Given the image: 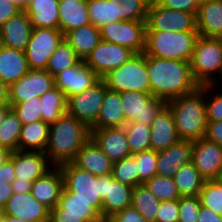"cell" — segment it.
I'll return each mask as SVG.
<instances>
[{
    "mask_svg": "<svg viewBox=\"0 0 222 222\" xmlns=\"http://www.w3.org/2000/svg\"><path fill=\"white\" fill-rule=\"evenodd\" d=\"M151 94L169 102L200 86L193 78L190 62L147 56Z\"/></svg>",
    "mask_w": 222,
    "mask_h": 222,
    "instance_id": "6da1fadb",
    "label": "cell"
},
{
    "mask_svg": "<svg viewBox=\"0 0 222 222\" xmlns=\"http://www.w3.org/2000/svg\"><path fill=\"white\" fill-rule=\"evenodd\" d=\"M90 138L91 130L66 112L50 125L44 153L54 166L73 162L80 148Z\"/></svg>",
    "mask_w": 222,
    "mask_h": 222,
    "instance_id": "7a4b0ae2",
    "label": "cell"
},
{
    "mask_svg": "<svg viewBox=\"0 0 222 222\" xmlns=\"http://www.w3.org/2000/svg\"><path fill=\"white\" fill-rule=\"evenodd\" d=\"M167 106L175 118L179 139L195 141L205 138L207 127L205 85L167 102Z\"/></svg>",
    "mask_w": 222,
    "mask_h": 222,
    "instance_id": "3957f363",
    "label": "cell"
},
{
    "mask_svg": "<svg viewBox=\"0 0 222 222\" xmlns=\"http://www.w3.org/2000/svg\"><path fill=\"white\" fill-rule=\"evenodd\" d=\"M198 37V31L146 30L144 54L190 62Z\"/></svg>",
    "mask_w": 222,
    "mask_h": 222,
    "instance_id": "277c9868",
    "label": "cell"
},
{
    "mask_svg": "<svg viewBox=\"0 0 222 222\" xmlns=\"http://www.w3.org/2000/svg\"><path fill=\"white\" fill-rule=\"evenodd\" d=\"M194 80L201 85H222V39L199 36L190 60Z\"/></svg>",
    "mask_w": 222,
    "mask_h": 222,
    "instance_id": "5b68a950",
    "label": "cell"
},
{
    "mask_svg": "<svg viewBox=\"0 0 222 222\" xmlns=\"http://www.w3.org/2000/svg\"><path fill=\"white\" fill-rule=\"evenodd\" d=\"M101 79L107 89L119 93L125 91L151 93L147 72V55L144 53H135L127 62L110 70Z\"/></svg>",
    "mask_w": 222,
    "mask_h": 222,
    "instance_id": "8992f818",
    "label": "cell"
},
{
    "mask_svg": "<svg viewBox=\"0 0 222 222\" xmlns=\"http://www.w3.org/2000/svg\"><path fill=\"white\" fill-rule=\"evenodd\" d=\"M64 190L75 193V197L92 202V206L102 215L104 176H95L77 167L73 162L61 164Z\"/></svg>",
    "mask_w": 222,
    "mask_h": 222,
    "instance_id": "52a82bcc",
    "label": "cell"
},
{
    "mask_svg": "<svg viewBox=\"0 0 222 222\" xmlns=\"http://www.w3.org/2000/svg\"><path fill=\"white\" fill-rule=\"evenodd\" d=\"M126 123L138 122L151 125V122L167 106V102L151 93L125 91L120 93Z\"/></svg>",
    "mask_w": 222,
    "mask_h": 222,
    "instance_id": "ba28073f",
    "label": "cell"
},
{
    "mask_svg": "<svg viewBox=\"0 0 222 222\" xmlns=\"http://www.w3.org/2000/svg\"><path fill=\"white\" fill-rule=\"evenodd\" d=\"M64 39L60 29L33 28L31 38L25 49L29 69L46 70L49 57Z\"/></svg>",
    "mask_w": 222,
    "mask_h": 222,
    "instance_id": "9c48e42d",
    "label": "cell"
},
{
    "mask_svg": "<svg viewBox=\"0 0 222 222\" xmlns=\"http://www.w3.org/2000/svg\"><path fill=\"white\" fill-rule=\"evenodd\" d=\"M146 30L197 31L196 15L163 7L155 0H151L148 7Z\"/></svg>",
    "mask_w": 222,
    "mask_h": 222,
    "instance_id": "30bf717a",
    "label": "cell"
},
{
    "mask_svg": "<svg viewBox=\"0 0 222 222\" xmlns=\"http://www.w3.org/2000/svg\"><path fill=\"white\" fill-rule=\"evenodd\" d=\"M101 40L144 53L146 21H117L100 28Z\"/></svg>",
    "mask_w": 222,
    "mask_h": 222,
    "instance_id": "8fae6325",
    "label": "cell"
},
{
    "mask_svg": "<svg viewBox=\"0 0 222 222\" xmlns=\"http://www.w3.org/2000/svg\"><path fill=\"white\" fill-rule=\"evenodd\" d=\"M107 87L100 79L82 93L67 100V112L91 129L97 122Z\"/></svg>",
    "mask_w": 222,
    "mask_h": 222,
    "instance_id": "7c38bea8",
    "label": "cell"
},
{
    "mask_svg": "<svg viewBox=\"0 0 222 222\" xmlns=\"http://www.w3.org/2000/svg\"><path fill=\"white\" fill-rule=\"evenodd\" d=\"M55 87L54 77L46 70H29L18 81L9 86V104L26 102L41 97Z\"/></svg>",
    "mask_w": 222,
    "mask_h": 222,
    "instance_id": "4fadbf2b",
    "label": "cell"
},
{
    "mask_svg": "<svg viewBox=\"0 0 222 222\" xmlns=\"http://www.w3.org/2000/svg\"><path fill=\"white\" fill-rule=\"evenodd\" d=\"M134 54L126 47L101 40L85 63L101 78L110 70L123 65Z\"/></svg>",
    "mask_w": 222,
    "mask_h": 222,
    "instance_id": "5bb4252c",
    "label": "cell"
},
{
    "mask_svg": "<svg viewBox=\"0 0 222 222\" xmlns=\"http://www.w3.org/2000/svg\"><path fill=\"white\" fill-rule=\"evenodd\" d=\"M100 79L93 69L81 60L75 66L57 73L54 76V84L68 99L92 87Z\"/></svg>",
    "mask_w": 222,
    "mask_h": 222,
    "instance_id": "9a60e30c",
    "label": "cell"
},
{
    "mask_svg": "<svg viewBox=\"0 0 222 222\" xmlns=\"http://www.w3.org/2000/svg\"><path fill=\"white\" fill-rule=\"evenodd\" d=\"M191 162L206 180H217L222 171V146L206 138L193 141Z\"/></svg>",
    "mask_w": 222,
    "mask_h": 222,
    "instance_id": "2e32d148",
    "label": "cell"
},
{
    "mask_svg": "<svg viewBox=\"0 0 222 222\" xmlns=\"http://www.w3.org/2000/svg\"><path fill=\"white\" fill-rule=\"evenodd\" d=\"M9 215L22 221L49 222L50 209L40 203L30 192L13 194L2 209Z\"/></svg>",
    "mask_w": 222,
    "mask_h": 222,
    "instance_id": "e0dca14e",
    "label": "cell"
},
{
    "mask_svg": "<svg viewBox=\"0 0 222 222\" xmlns=\"http://www.w3.org/2000/svg\"><path fill=\"white\" fill-rule=\"evenodd\" d=\"M9 159L14 163L16 178L23 181L34 182L54 167L47 155L40 151L17 150L11 152Z\"/></svg>",
    "mask_w": 222,
    "mask_h": 222,
    "instance_id": "ac0fdd59",
    "label": "cell"
},
{
    "mask_svg": "<svg viewBox=\"0 0 222 222\" xmlns=\"http://www.w3.org/2000/svg\"><path fill=\"white\" fill-rule=\"evenodd\" d=\"M91 138L112 163L131 156L124 127L90 129Z\"/></svg>",
    "mask_w": 222,
    "mask_h": 222,
    "instance_id": "d6986e66",
    "label": "cell"
},
{
    "mask_svg": "<svg viewBox=\"0 0 222 222\" xmlns=\"http://www.w3.org/2000/svg\"><path fill=\"white\" fill-rule=\"evenodd\" d=\"M193 141L179 139L166 150L157 152V175L173 177L185 164L191 162Z\"/></svg>",
    "mask_w": 222,
    "mask_h": 222,
    "instance_id": "ffe728a7",
    "label": "cell"
},
{
    "mask_svg": "<svg viewBox=\"0 0 222 222\" xmlns=\"http://www.w3.org/2000/svg\"><path fill=\"white\" fill-rule=\"evenodd\" d=\"M63 189V174L59 166H54L45 175L33 182L30 193L40 203L52 210L58 205Z\"/></svg>",
    "mask_w": 222,
    "mask_h": 222,
    "instance_id": "44dd1931",
    "label": "cell"
},
{
    "mask_svg": "<svg viewBox=\"0 0 222 222\" xmlns=\"http://www.w3.org/2000/svg\"><path fill=\"white\" fill-rule=\"evenodd\" d=\"M73 163L95 176L112 174L113 163L92 138L80 148Z\"/></svg>",
    "mask_w": 222,
    "mask_h": 222,
    "instance_id": "7402d4cb",
    "label": "cell"
},
{
    "mask_svg": "<svg viewBox=\"0 0 222 222\" xmlns=\"http://www.w3.org/2000/svg\"><path fill=\"white\" fill-rule=\"evenodd\" d=\"M102 197V217H111L114 213L131 206L134 187L122 184L112 175L104 176Z\"/></svg>",
    "mask_w": 222,
    "mask_h": 222,
    "instance_id": "603a6c76",
    "label": "cell"
},
{
    "mask_svg": "<svg viewBox=\"0 0 222 222\" xmlns=\"http://www.w3.org/2000/svg\"><path fill=\"white\" fill-rule=\"evenodd\" d=\"M33 27L25 11L10 18L0 27L2 45L25 51L31 38Z\"/></svg>",
    "mask_w": 222,
    "mask_h": 222,
    "instance_id": "cb8c5ba5",
    "label": "cell"
},
{
    "mask_svg": "<svg viewBox=\"0 0 222 222\" xmlns=\"http://www.w3.org/2000/svg\"><path fill=\"white\" fill-rule=\"evenodd\" d=\"M151 149L160 152L175 144L179 137L176 131L175 118L166 106L151 122Z\"/></svg>",
    "mask_w": 222,
    "mask_h": 222,
    "instance_id": "d4e9b609",
    "label": "cell"
},
{
    "mask_svg": "<svg viewBox=\"0 0 222 222\" xmlns=\"http://www.w3.org/2000/svg\"><path fill=\"white\" fill-rule=\"evenodd\" d=\"M196 29L199 36L221 38L222 0H209L199 6Z\"/></svg>",
    "mask_w": 222,
    "mask_h": 222,
    "instance_id": "484cf974",
    "label": "cell"
},
{
    "mask_svg": "<svg viewBox=\"0 0 222 222\" xmlns=\"http://www.w3.org/2000/svg\"><path fill=\"white\" fill-rule=\"evenodd\" d=\"M24 51L2 46L0 48V80L8 86L29 71Z\"/></svg>",
    "mask_w": 222,
    "mask_h": 222,
    "instance_id": "4316f807",
    "label": "cell"
},
{
    "mask_svg": "<svg viewBox=\"0 0 222 222\" xmlns=\"http://www.w3.org/2000/svg\"><path fill=\"white\" fill-rule=\"evenodd\" d=\"M59 29L63 34L90 24L86 0H59Z\"/></svg>",
    "mask_w": 222,
    "mask_h": 222,
    "instance_id": "83f0119b",
    "label": "cell"
},
{
    "mask_svg": "<svg viewBox=\"0 0 222 222\" xmlns=\"http://www.w3.org/2000/svg\"><path fill=\"white\" fill-rule=\"evenodd\" d=\"M59 0H30L24 10L33 28L59 29Z\"/></svg>",
    "mask_w": 222,
    "mask_h": 222,
    "instance_id": "f1b7e54d",
    "label": "cell"
},
{
    "mask_svg": "<svg viewBox=\"0 0 222 222\" xmlns=\"http://www.w3.org/2000/svg\"><path fill=\"white\" fill-rule=\"evenodd\" d=\"M125 124L120 93L107 89L97 122L91 129L124 127Z\"/></svg>",
    "mask_w": 222,
    "mask_h": 222,
    "instance_id": "f546056e",
    "label": "cell"
},
{
    "mask_svg": "<svg viewBox=\"0 0 222 222\" xmlns=\"http://www.w3.org/2000/svg\"><path fill=\"white\" fill-rule=\"evenodd\" d=\"M64 39L73 48L77 56L85 61L101 41L100 29L90 23L66 32Z\"/></svg>",
    "mask_w": 222,
    "mask_h": 222,
    "instance_id": "4dcf8cb0",
    "label": "cell"
},
{
    "mask_svg": "<svg viewBox=\"0 0 222 222\" xmlns=\"http://www.w3.org/2000/svg\"><path fill=\"white\" fill-rule=\"evenodd\" d=\"M50 125L41 121L22 125L18 150L44 152L48 143Z\"/></svg>",
    "mask_w": 222,
    "mask_h": 222,
    "instance_id": "1f68e13d",
    "label": "cell"
},
{
    "mask_svg": "<svg viewBox=\"0 0 222 222\" xmlns=\"http://www.w3.org/2000/svg\"><path fill=\"white\" fill-rule=\"evenodd\" d=\"M172 178L180 197L199 196L206 181L192 162L181 167Z\"/></svg>",
    "mask_w": 222,
    "mask_h": 222,
    "instance_id": "d6a6232c",
    "label": "cell"
},
{
    "mask_svg": "<svg viewBox=\"0 0 222 222\" xmlns=\"http://www.w3.org/2000/svg\"><path fill=\"white\" fill-rule=\"evenodd\" d=\"M64 210V214L81 215L86 222H95L102 215L92 206V202L75 197V193L63 189L57 205Z\"/></svg>",
    "mask_w": 222,
    "mask_h": 222,
    "instance_id": "836d02e7",
    "label": "cell"
},
{
    "mask_svg": "<svg viewBox=\"0 0 222 222\" xmlns=\"http://www.w3.org/2000/svg\"><path fill=\"white\" fill-rule=\"evenodd\" d=\"M39 99L42 107V121L49 125L53 124L67 112L68 99L65 94L56 87L45 92L41 97H39Z\"/></svg>",
    "mask_w": 222,
    "mask_h": 222,
    "instance_id": "e575fe53",
    "label": "cell"
},
{
    "mask_svg": "<svg viewBox=\"0 0 222 222\" xmlns=\"http://www.w3.org/2000/svg\"><path fill=\"white\" fill-rule=\"evenodd\" d=\"M161 201L158 200L143 184L132 190L131 206L134 207L147 222H156V216Z\"/></svg>",
    "mask_w": 222,
    "mask_h": 222,
    "instance_id": "d590c367",
    "label": "cell"
},
{
    "mask_svg": "<svg viewBox=\"0 0 222 222\" xmlns=\"http://www.w3.org/2000/svg\"><path fill=\"white\" fill-rule=\"evenodd\" d=\"M151 0H114L118 21H146Z\"/></svg>",
    "mask_w": 222,
    "mask_h": 222,
    "instance_id": "8d00e7d4",
    "label": "cell"
},
{
    "mask_svg": "<svg viewBox=\"0 0 222 222\" xmlns=\"http://www.w3.org/2000/svg\"><path fill=\"white\" fill-rule=\"evenodd\" d=\"M81 59L65 39L61 41L54 53L49 57L46 71L53 77L62 70L78 64Z\"/></svg>",
    "mask_w": 222,
    "mask_h": 222,
    "instance_id": "74e56055",
    "label": "cell"
},
{
    "mask_svg": "<svg viewBox=\"0 0 222 222\" xmlns=\"http://www.w3.org/2000/svg\"><path fill=\"white\" fill-rule=\"evenodd\" d=\"M131 154L151 149V126L128 122L124 126Z\"/></svg>",
    "mask_w": 222,
    "mask_h": 222,
    "instance_id": "f35d334b",
    "label": "cell"
},
{
    "mask_svg": "<svg viewBox=\"0 0 222 222\" xmlns=\"http://www.w3.org/2000/svg\"><path fill=\"white\" fill-rule=\"evenodd\" d=\"M21 128V120L11 109L0 125V146L9 152L17 151Z\"/></svg>",
    "mask_w": 222,
    "mask_h": 222,
    "instance_id": "ab89813d",
    "label": "cell"
},
{
    "mask_svg": "<svg viewBox=\"0 0 222 222\" xmlns=\"http://www.w3.org/2000/svg\"><path fill=\"white\" fill-rule=\"evenodd\" d=\"M90 23L97 28L118 21L115 18L114 0H88Z\"/></svg>",
    "mask_w": 222,
    "mask_h": 222,
    "instance_id": "60d3db41",
    "label": "cell"
},
{
    "mask_svg": "<svg viewBox=\"0 0 222 222\" xmlns=\"http://www.w3.org/2000/svg\"><path fill=\"white\" fill-rule=\"evenodd\" d=\"M150 192L161 202L177 200L180 198L179 191L172 177L155 175L144 183Z\"/></svg>",
    "mask_w": 222,
    "mask_h": 222,
    "instance_id": "b9f144b4",
    "label": "cell"
},
{
    "mask_svg": "<svg viewBox=\"0 0 222 222\" xmlns=\"http://www.w3.org/2000/svg\"><path fill=\"white\" fill-rule=\"evenodd\" d=\"M137 162V185L157 175V152L149 149L133 154Z\"/></svg>",
    "mask_w": 222,
    "mask_h": 222,
    "instance_id": "7bdbcfd3",
    "label": "cell"
},
{
    "mask_svg": "<svg viewBox=\"0 0 222 222\" xmlns=\"http://www.w3.org/2000/svg\"><path fill=\"white\" fill-rule=\"evenodd\" d=\"M199 198L203 207L222 215V184L218 180L205 181Z\"/></svg>",
    "mask_w": 222,
    "mask_h": 222,
    "instance_id": "ee69618b",
    "label": "cell"
},
{
    "mask_svg": "<svg viewBox=\"0 0 222 222\" xmlns=\"http://www.w3.org/2000/svg\"><path fill=\"white\" fill-rule=\"evenodd\" d=\"M113 179L122 184L136 187L137 186V162L131 155L118 162L113 163Z\"/></svg>",
    "mask_w": 222,
    "mask_h": 222,
    "instance_id": "f6af8a7d",
    "label": "cell"
},
{
    "mask_svg": "<svg viewBox=\"0 0 222 222\" xmlns=\"http://www.w3.org/2000/svg\"><path fill=\"white\" fill-rule=\"evenodd\" d=\"M205 102L207 121L222 120V85H205Z\"/></svg>",
    "mask_w": 222,
    "mask_h": 222,
    "instance_id": "bcb514c9",
    "label": "cell"
},
{
    "mask_svg": "<svg viewBox=\"0 0 222 222\" xmlns=\"http://www.w3.org/2000/svg\"><path fill=\"white\" fill-rule=\"evenodd\" d=\"M10 106L17 117L21 120L22 125L42 120V107L39 97H33L26 102Z\"/></svg>",
    "mask_w": 222,
    "mask_h": 222,
    "instance_id": "7dc6e473",
    "label": "cell"
},
{
    "mask_svg": "<svg viewBox=\"0 0 222 222\" xmlns=\"http://www.w3.org/2000/svg\"><path fill=\"white\" fill-rule=\"evenodd\" d=\"M201 206L199 196L180 197L178 222H198Z\"/></svg>",
    "mask_w": 222,
    "mask_h": 222,
    "instance_id": "c3c4849f",
    "label": "cell"
},
{
    "mask_svg": "<svg viewBox=\"0 0 222 222\" xmlns=\"http://www.w3.org/2000/svg\"><path fill=\"white\" fill-rule=\"evenodd\" d=\"M179 199L163 201L160 203L156 222H178Z\"/></svg>",
    "mask_w": 222,
    "mask_h": 222,
    "instance_id": "681fc988",
    "label": "cell"
},
{
    "mask_svg": "<svg viewBox=\"0 0 222 222\" xmlns=\"http://www.w3.org/2000/svg\"><path fill=\"white\" fill-rule=\"evenodd\" d=\"M160 6L197 15L199 4L195 0H155Z\"/></svg>",
    "mask_w": 222,
    "mask_h": 222,
    "instance_id": "f907efd6",
    "label": "cell"
},
{
    "mask_svg": "<svg viewBox=\"0 0 222 222\" xmlns=\"http://www.w3.org/2000/svg\"><path fill=\"white\" fill-rule=\"evenodd\" d=\"M114 222H147L144 217L132 206L126 207L111 216Z\"/></svg>",
    "mask_w": 222,
    "mask_h": 222,
    "instance_id": "816d5d0a",
    "label": "cell"
},
{
    "mask_svg": "<svg viewBox=\"0 0 222 222\" xmlns=\"http://www.w3.org/2000/svg\"><path fill=\"white\" fill-rule=\"evenodd\" d=\"M205 138L222 146V120L207 121Z\"/></svg>",
    "mask_w": 222,
    "mask_h": 222,
    "instance_id": "f5cc1de1",
    "label": "cell"
},
{
    "mask_svg": "<svg viewBox=\"0 0 222 222\" xmlns=\"http://www.w3.org/2000/svg\"><path fill=\"white\" fill-rule=\"evenodd\" d=\"M22 10L8 0H0V27Z\"/></svg>",
    "mask_w": 222,
    "mask_h": 222,
    "instance_id": "db71d44e",
    "label": "cell"
},
{
    "mask_svg": "<svg viewBox=\"0 0 222 222\" xmlns=\"http://www.w3.org/2000/svg\"><path fill=\"white\" fill-rule=\"evenodd\" d=\"M49 222H86L81 215L64 214V210L55 206L50 210Z\"/></svg>",
    "mask_w": 222,
    "mask_h": 222,
    "instance_id": "11a10c76",
    "label": "cell"
},
{
    "mask_svg": "<svg viewBox=\"0 0 222 222\" xmlns=\"http://www.w3.org/2000/svg\"><path fill=\"white\" fill-rule=\"evenodd\" d=\"M15 179L16 175L14 172V163L10 159H8L0 167V183L12 184Z\"/></svg>",
    "mask_w": 222,
    "mask_h": 222,
    "instance_id": "9f6ffc18",
    "label": "cell"
},
{
    "mask_svg": "<svg viewBox=\"0 0 222 222\" xmlns=\"http://www.w3.org/2000/svg\"><path fill=\"white\" fill-rule=\"evenodd\" d=\"M198 222H222V215L215 213L209 208L201 206Z\"/></svg>",
    "mask_w": 222,
    "mask_h": 222,
    "instance_id": "6f0895ef",
    "label": "cell"
},
{
    "mask_svg": "<svg viewBox=\"0 0 222 222\" xmlns=\"http://www.w3.org/2000/svg\"><path fill=\"white\" fill-rule=\"evenodd\" d=\"M33 182L31 181H23L20 178H16L11 186L14 194H24L31 191Z\"/></svg>",
    "mask_w": 222,
    "mask_h": 222,
    "instance_id": "680465c9",
    "label": "cell"
},
{
    "mask_svg": "<svg viewBox=\"0 0 222 222\" xmlns=\"http://www.w3.org/2000/svg\"><path fill=\"white\" fill-rule=\"evenodd\" d=\"M0 109H11L9 104V86L0 80Z\"/></svg>",
    "mask_w": 222,
    "mask_h": 222,
    "instance_id": "91938a15",
    "label": "cell"
},
{
    "mask_svg": "<svg viewBox=\"0 0 222 222\" xmlns=\"http://www.w3.org/2000/svg\"><path fill=\"white\" fill-rule=\"evenodd\" d=\"M11 184L0 183V208L3 209L9 198L13 195Z\"/></svg>",
    "mask_w": 222,
    "mask_h": 222,
    "instance_id": "94428289",
    "label": "cell"
},
{
    "mask_svg": "<svg viewBox=\"0 0 222 222\" xmlns=\"http://www.w3.org/2000/svg\"><path fill=\"white\" fill-rule=\"evenodd\" d=\"M11 152L0 146V167L10 158Z\"/></svg>",
    "mask_w": 222,
    "mask_h": 222,
    "instance_id": "6125c7cd",
    "label": "cell"
},
{
    "mask_svg": "<svg viewBox=\"0 0 222 222\" xmlns=\"http://www.w3.org/2000/svg\"><path fill=\"white\" fill-rule=\"evenodd\" d=\"M8 1L18 6L22 11H24L28 7L30 2V0H8Z\"/></svg>",
    "mask_w": 222,
    "mask_h": 222,
    "instance_id": "be15d7a7",
    "label": "cell"
},
{
    "mask_svg": "<svg viewBox=\"0 0 222 222\" xmlns=\"http://www.w3.org/2000/svg\"><path fill=\"white\" fill-rule=\"evenodd\" d=\"M0 222H30V221H22L20 219H17L15 217L9 216V215H2Z\"/></svg>",
    "mask_w": 222,
    "mask_h": 222,
    "instance_id": "e7e4bbea",
    "label": "cell"
},
{
    "mask_svg": "<svg viewBox=\"0 0 222 222\" xmlns=\"http://www.w3.org/2000/svg\"><path fill=\"white\" fill-rule=\"evenodd\" d=\"M11 109H0V125L2 124L6 114L10 111Z\"/></svg>",
    "mask_w": 222,
    "mask_h": 222,
    "instance_id": "03108f58",
    "label": "cell"
},
{
    "mask_svg": "<svg viewBox=\"0 0 222 222\" xmlns=\"http://www.w3.org/2000/svg\"><path fill=\"white\" fill-rule=\"evenodd\" d=\"M95 222H114V221L111 219V217H101Z\"/></svg>",
    "mask_w": 222,
    "mask_h": 222,
    "instance_id": "003e7915",
    "label": "cell"
},
{
    "mask_svg": "<svg viewBox=\"0 0 222 222\" xmlns=\"http://www.w3.org/2000/svg\"><path fill=\"white\" fill-rule=\"evenodd\" d=\"M199 5L206 3L209 0H195Z\"/></svg>",
    "mask_w": 222,
    "mask_h": 222,
    "instance_id": "a7ac6f4b",
    "label": "cell"
},
{
    "mask_svg": "<svg viewBox=\"0 0 222 222\" xmlns=\"http://www.w3.org/2000/svg\"><path fill=\"white\" fill-rule=\"evenodd\" d=\"M217 180L222 184V171L219 174V177L217 178Z\"/></svg>",
    "mask_w": 222,
    "mask_h": 222,
    "instance_id": "89a4df30",
    "label": "cell"
},
{
    "mask_svg": "<svg viewBox=\"0 0 222 222\" xmlns=\"http://www.w3.org/2000/svg\"><path fill=\"white\" fill-rule=\"evenodd\" d=\"M2 37H1V33H0V48L2 47Z\"/></svg>",
    "mask_w": 222,
    "mask_h": 222,
    "instance_id": "2644e50d",
    "label": "cell"
},
{
    "mask_svg": "<svg viewBox=\"0 0 222 222\" xmlns=\"http://www.w3.org/2000/svg\"><path fill=\"white\" fill-rule=\"evenodd\" d=\"M2 215H3V211H2V209L0 208V221H1Z\"/></svg>",
    "mask_w": 222,
    "mask_h": 222,
    "instance_id": "8c879c8a",
    "label": "cell"
}]
</instances>
